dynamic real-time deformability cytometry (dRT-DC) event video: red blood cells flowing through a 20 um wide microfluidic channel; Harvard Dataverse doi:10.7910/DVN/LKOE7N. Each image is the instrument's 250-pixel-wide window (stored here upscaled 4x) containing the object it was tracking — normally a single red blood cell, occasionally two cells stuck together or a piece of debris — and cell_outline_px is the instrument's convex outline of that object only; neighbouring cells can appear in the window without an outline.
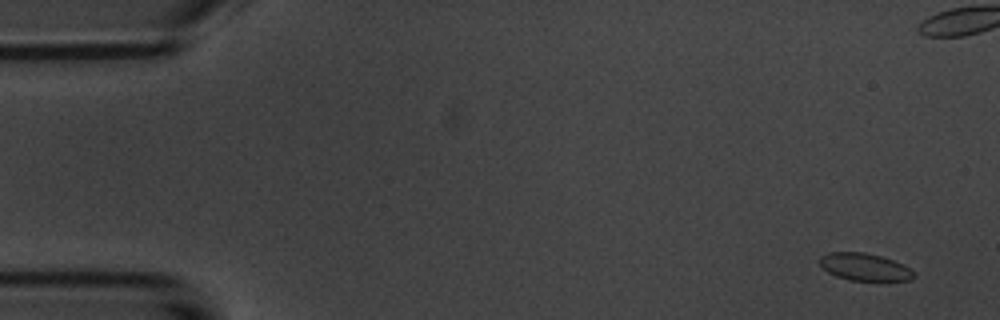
{"species": "common noctule bat (a hibernating species)", "species_latin": "Nyctalus noctula", "temperature_condition": "room temperature", "stored_images_in_passage": 9, "camera_frame_rate_fps": 3000, "um_per_image_px": 0.085, "animal": {"sex": "male", "body_mass_g": 20.1, "forearm_length_mm": 53.5}, "frame": {"image": 1, "passage_image": 1, "time_ms": 0.0, "image_size_px": [1000, 320], "cell_outline_px": [[916, 276], [912, 280], [848, 280], [836, 276], [828, 272], [820, 264], [820, 256], [828, 252], [864, 252], [880, 256], [904, 264], [916, 272]], "centroid_in_image_um": [73.52, 22.69], "position_along_channel_um": 11.5, "area_um2": 15.03}}